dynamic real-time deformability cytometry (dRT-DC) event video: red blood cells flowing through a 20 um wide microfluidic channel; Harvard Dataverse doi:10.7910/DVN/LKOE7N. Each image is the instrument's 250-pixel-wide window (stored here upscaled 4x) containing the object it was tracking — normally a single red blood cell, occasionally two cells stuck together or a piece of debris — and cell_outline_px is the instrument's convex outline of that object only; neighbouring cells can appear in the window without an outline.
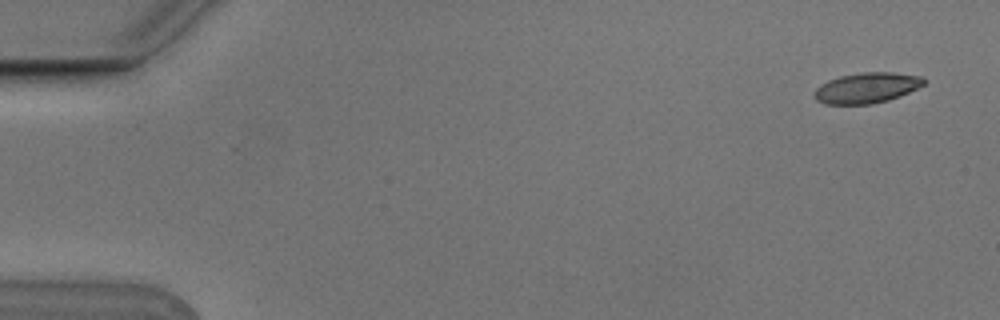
{"species": "Egyptian fruit bat (a non-hibernating species)", "species_latin": "Rousettus aegyptiacus", "temperature_condition": "cold", "stored_images_in_passage": 5, "camera_frame_rate_fps": 3000, "um_per_image_px": 0.085, "animal": {"sex": "male"}, "frame": {"image": 1, "passage_image": 1, "time_ms": 0.0, "image_size_px": [1000, 320], "cell_outline_px": [[924, 84], [900, 96], [888, 100], [872, 104], [824, 104], [816, 100], [812, 96], [812, 92], [820, 84], [828, 80], [840, 76], [860, 72], [892, 72], [924, 76]], "centroid_in_image_um": [73.62, 7.46], "position_along_channel_um": 11.4, "area_um2": 19.65}}
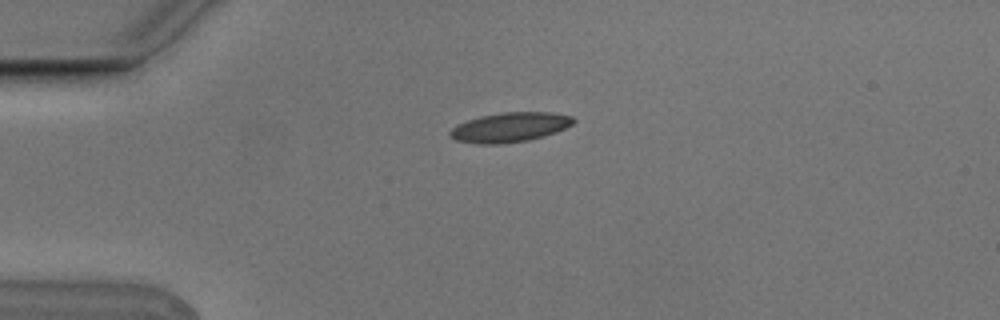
{"frame": {"image": 2, "passage_image": 4, "time_ms": 1.0, "image_size_px": [1000, 320], "cell_outline_px": [[576, 120], [572, 124], [556, 132], [544, 136], [528, 140], [500, 144], [476, 144], [456, 140], [448, 136], [448, 132], [452, 128], [468, 120], [480, 116], [504, 112], [548, 112], [572, 116]], "centroid_in_image_um": [43.32, 10.82], "position_along_channel_um": 41.7, "area_um2": 21.21}}